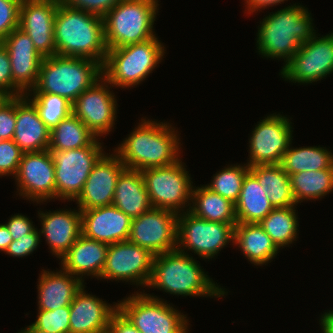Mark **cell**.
Returning a JSON list of instances; mask_svg holds the SVG:
<instances>
[{"mask_svg":"<svg viewBox=\"0 0 333 333\" xmlns=\"http://www.w3.org/2000/svg\"><path fill=\"white\" fill-rule=\"evenodd\" d=\"M41 276V277H40ZM39 276L38 310H55L70 306L84 286L83 281L63 269L58 272L43 270Z\"/></svg>","mask_w":333,"mask_h":333,"instance_id":"obj_26","label":"cell"},{"mask_svg":"<svg viewBox=\"0 0 333 333\" xmlns=\"http://www.w3.org/2000/svg\"><path fill=\"white\" fill-rule=\"evenodd\" d=\"M109 245L89 239L82 234L62 256V269L81 281L84 275L100 278L106 263ZM79 276V277H78Z\"/></svg>","mask_w":333,"mask_h":333,"instance_id":"obj_25","label":"cell"},{"mask_svg":"<svg viewBox=\"0 0 333 333\" xmlns=\"http://www.w3.org/2000/svg\"><path fill=\"white\" fill-rule=\"evenodd\" d=\"M319 323L324 333H333V311L325 312L321 315Z\"/></svg>","mask_w":333,"mask_h":333,"instance_id":"obj_49","label":"cell"},{"mask_svg":"<svg viewBox=\"0 0 333 333\" xmlns=\"http://www.w3.org/2000/svg\"><path fill=\"white\" fill-rule=\"evenodd\" d=\"M295 206L274 208L259 225L277 248L289 246L297 238L298 218Z\"/></svg>","mask_w":333,"mask_h":333,"instance_id":"obj_35","label":"cell"},{"mask_svg":"<svg viewBox=\"0 0 333 333\" xmlns=\"http://www.w3.org/2000/svg\"><path fill=\"white\" fill-rule=\"evenodd\" d=\"M112 205L131 219L139 217L152 207L140 170L125 167L121 171Z\"/></svg>","mask_w":333,"mask_h":333,"instance_id":"obj_27","label":"cell"},{"mask_svg":"<svg viewBox=\"0 0 333 333\" xmlns=\"http://www.w3.org/2000/svg\"><path fill=\"white\" fill-rule=\"evenodd\" d=\"M189 211L210 222L237 224L235 204L205 186L192 189Z\"/></svg>","mask_w":333,"mask_h":333,"instance_id":"obj_31","label":"cell"},{"mask_svg":"<svg viewBox=\"0 0 333 333\" xmlns=\"http://www.w3.org/2000/svg\"><path fill=\"white\" fill-rule=\"evenodd\" d=\"M12 97L13 96L8 91L0 87V107L7 103Z\"/></svg>","mask_w":333,"mask_h":333,"instance_id":"obj_50","label":"cell"},{"mask_svg":"<svg viewBox=\"0 0 333 333\" xmlns=\"http://www.w3.org/2000/svg\"><path fill=\"white\" fill-rule=\"evenodd\" d=\"M99 138L73 113L61 120L50 133V151H65L86 146H101Z\"/></svg>","mask_w":333,"mask_h":333,"instance_id":"obj_32","label":"cell"},{"mask_svg":"<svg viewBox=\"0 0 333 333\" xmlns=\"http://www.w3.org/2000/svg\"><path fill=\"white\" fill-rule=\"evenodd\" d=\"M33 94L30 100L36 107L41 120L52 130L61 120L67 118L72 113V103L65 97L49 93H29Z\"/></svg>","mask_w":333,"mask_h":333,"instance_id":"obj_36","label":"cell"},{"mask_svg":"<svg viewBox=\"0 0 333 333\" xmlns=\"http://www.w3.org/2000/svg\"><path fill=\"white\" fill-rule=\"evenodd\" d=\"M310 14L304 6L294 4L263 18L257 33L259 54L282 58L286 64L316 33Z\"/></svg>","mask_w":333,"mask_h":333,"instance_id":"obj_4","label":"cell"},{"mask_svg":"<svg viewBox=\"0 0 333 333\" xmlns=\"http://www.w3.org/2000/svg\"><path fill=\"white\" fill-rule=\"evenodd\" d=\"M280 166L288 175L333 168V154L320 146L290 148L289 145Z\"/></svg>","mask_w":333,"mask_h":333,"instance_id":"obj_33","label":"cell"},{"mask_svg":"<svg viewBox=\"0 0 333 333\" xmlns=\"http://www.w3.org/2000/svg\"><path fill=\"white\" fill-rule=\"evenodd\" d=\"M0 87L13 96V78L8 51L0 42Z\"/></svg>","mask_w":333,"mask_h":333,"instance_id":"obj_45","label":"cell"},{"mask_svg":"<svg viewBox=\"0 0 333 333\" xmlns=\"http://www.w3.org/2000/svg\"><path fill=\"white\" fill-rule=\"evenodd\" d=\"M260 121L249 139L250 156L247 165L280 164L293 140L291 122L280 114H271Z\"/></svg>","mask_w":333,"mask_h":333,"instance_id":"obj_14","label":"cell"},{"mask_svg":"<svg viewBox=\"0 0 333 333\" xmlns=\"http://www.w3.org/2000/svg\"><path fill=\"white\" fill-rule=\"evenodd\" d=\"M284 1L285 0H246L245 3L247 10L249 11L248 13L251 14L254 11L256 12V10L258 11V9L260 10L261 8L264 9L268 6L278 5L279 3L281 4V2L284 3Z\"/></svg>","mask_w":333,"mask_h":333,"instance_id":"obj_47","label":"cell"},{"mask_svg":"<svg viewBox=\"0 0 333 333\" xmlns=\"http://www.w3.org/2000/svg\"><path fill=\"white\" fill-rule=\"evenodd\" d=\"M42 228L39 231L46 237L50 250L57 258L73 246L81 235V211L60 210L53 212H38Z\"/></svg>","mask_w":333,"mask_h":333,"instance_id":"obj_24","label":"cell"},{"mask_svg":"<svg viewBox=\"0 0 333 333\" xmlns=\"http://www.w3.org/2000/svg\"><path fill=\"white\" fill-rule=\"evenodd\" d=\"M244 165L234 164V166L225 167L216 173L211 183L205 187L235 204L240 196L243 180L250 171V167L247 164Z\"/></svg>","mask_w":333,"mask_h":333,"instance_id":"obj_37","label":"cell"},{"mask_svg":"<svg viewBox=\"0 0 333 333\" xmlns=\"http://www.w3.org/2000/svg\"><path fill=\"white\" fill-rule=\"evenodd\" d=\"M333 72V33L317 37L316 34L282 67L285 80L312 83Z\"/></svg>","mask_w":333,"mask_h":333,"instance_id":"obj_12","label":"cell"},{"mask_svg":"<svg viewBox=\"0 0 333 333\" xmlns=\"http://www.w3.org/2000/svg\"><path fill=\"white\" fill-rule=\"evenodd\" d=\"M61 4L104 17L113 7L122 0H59Z\"/></svg>","mask_w":333,"mask_h":333,"instance_id":"obj_41","label":"cell"},{"mask_svg":"<svg viewBox=\"0 0 333 333\" xmlns=\"http://www.w3.org/2000/svg\"><path fill=\"white\" fill-rule=\"evenodd\" d=\"M59 0H22L19 27L33 41L35 49L43 56L56 54L54 19Z\"/></svg>","mask_w":333,"mask_h":333,"instance_id":"obj_19","label":"cell"},{"mask_svg":"<svg viewBox=\"0 0 333 333\" xmlns=\"http://www.w3.org/2000/svg\"><path fill=\"white\" fill-rule=\"evenodd\" d=\"M158 0H122L104 17L107 49L143 42L155 37L153 25Z\"/></svg>","mask_w":333,"mask_h":333,"instance_id":"obj_7","label":"cell"},{"mask_svg":"<svg viewBox=\"0 0 333 333\" xmlns=\"http://www.w3.org/2000/svg\"><path fill=\"white\" fill-rule=\"evenodd\" d=\"M125 168L115 153L103 154L94 165L79 196L75 199L80 210L110 206L121 171Z\"/></svg>","mask_w":333,"mask_h":333,"instance_id":"obj_20","label":"cell"},{"mask_svg":"<svg viewBox=\"0 0 333 333\" xmlns=\"http://www.w3.org/2000/svg\"><path fill=\"white\" fill-rule=\"evenodd\" d=\"M38 316L31 325L46 333H70V306L55 310H38Z\"/></svg>","mask_w":333,"mask_h":333,"instance_id":"obj_38","label":"cell"},{"mask_svg":"<svg viewBox=\"0 0 333 333\" xmlns=\"http://www.w3.org/2000/svg\"><path fill=\"white\" fill-rule=\"evenodd\" d=\"M20 196L43 202L55 198V165L49 149L23 153L17 173Z\"/></svg>","mask_w":333,"mask_h":333,"instance_id":"obj_17","label":"cell"},{"mask_svg":"<svg viewBox=\"0 0 333 333\" xmlns=\"http://www.w3.org/2000/svg\"><path fill=\"white\" fill-rule=\"evenodd\" d=\"M184 167L179 159L167 166L141 171L152 207L179 214L184 211V207L192 205L189 203L193 189L192 181Z\"/></svg>","mask_w":333,"mask_h":333,"instance_id":"obj_9","label":"cell"},{"mask_svg":"<svg viewBox=\"0 0 333 333\" xmlns=\"http://www.w3.org/2000/svg\"><path fill=\"white\" fill-rule=\"evenodd\" d=\"M148 287H155L173 295L212 296L226 295L225 289L216 285L189 257L184 249H175L156 255Z\"/></svg>","mask_w":333,"mask_h":333,"instance_id":"obj_3","label":"cell"},{"mask_svg":"<svg viewBox=\"0 0 333 333\" xmlns=\"http://www.w3.org/2000/svg\"><path fill=\"white\" fill-rule=\"evenodd\" d=\"M117 306L141 333H188L186 315L153 295L136 292Z\"/></svg>","mask_w":333,"mask_h":333,"instance_id":"obj_8","label":"cell"},{"mask_svg":"<svg viewBox=\"0 0 333 333\" xmlns=\"http://www.w3.org/2000/svg\"><path fill=\"white\" fill-rule=\"evenodd\" d=\"M289 180L296 204L305 199L317 200L333 190V168L302 171L289 175Z\"/></svg>","mask_w":333,"mask_h":333,"instance_id":"obj_34","label":"cell"},{"mask_svg":"<svg viewBox=\"0 0 333 333\" xmlns=\"http://www.w3.org/2000/svg\"><path fill=\"white\" fill-rule=\"evenodd\" d=\"M16 126V96L0 107V139H13Z\"/></svg>","mask_w":333,"mask_h":333,"instance_id":"obj_42","label":"cell"},{"mask_svg":"<svg viewBox=\"0 0 333 333\" xmlns=\"http://www.w3.org/2000/svg\"><path fill=\"white\" fill-rule=\"evenodd\" d=\"M103 76L102 65L88 58L44 57L33 93L57 94L73 103L78 96Z\"/></svg>","mask_w":333,"mask_h":333,"instance_id":"obj_5","label":"cell"},{"mask_svg":"<svg viewBox=\"0 0 333 333\" xmlns=\"http://www.w3.org/2000/svg\"><path fill=\"white\" fill-rule=\"evenodd\" d=\"M83 286L70 304V333H107L112 315L118 310L96 296L86 294Z\"/></svg>","mask_w":333,"mask_h":333,"instance_id":"obj_22","label":"cell"},{"mask_svg":"<svg viewBox=\"0 0 333 333\" xmlns=\"http://www.w3.org/2000/svg\"><path fill=\"white\" fill-rule=\"evenodd\" d=\"M250 172L264 188L273 208L297 205L292 194L289 175L280 164L256 165L250 167Z\"/></svg>","mask_w":333,"mask_h":333,"instance_id":"obj_30","label":"cell"},{"mask_svg":"<svg viewBox=\"0 0 333 333\" xmlns=\"http://www.w3.org/2000/svg\"><path fill=\"white\" fill-rule=\"evenodd\" d=\"M109 85L102 76L72 103V113L97 137L108 134L115 124L117 102Z\"/></svg>","mask_w":333,"mask_h":333,"instance_id":"obj_16","label":"cell"},{"mask_svg":"<svg viewBox=\"0 0 333 333\" xmlns=\"http://www.w3.org/2000/svg\"><path fill=\"white\" fill-rule=\"evenodd\" d=\"M188 210L178 214L176 249L187 247L199 257L210 259L229 241L234 244L236 224L210 222L195 216Z\"/></svg>","mask_w":333,"mask_h":333,"instance_id":"obj_10","label":"cell"},{"mask_svg":"<svg viewBox=\"0 0 333 333\" xmlns=\"http://www.w3.org/2000/svg\"><path fill=\"white\" fill-rule=\"evenodd\" d=\"M273 209L264 188L249 171L243 180L240 196L235 203L237 223H259Z\"/></svg>","mask_w":333,"mask_h":333,"instance_id":"obj_29","label":"cell"},{"mask_svg":"<svg viewBox=\"0 0 333 333\" xmlns=\"http://www.w3.org/2000/svg\"><path fill=\"white\" fill-rule=\"evenodd\" d=\"M56 54L88 58L102 66L107 56L104 20L82 10L60 3L54 19Z\"/></svg>","mask_w":333,"mask_h":333,"instance_id":"obj_1","label":"cell"},{"mask_svg":"<svg viewBox=\"0 0 333 333\" xmlns=\"http://www.w3.org/2000/svg\"><path fill=\"white\" fill-rule=\"evenodd\" d=\"M1 43L8 51L11 62L13 96L32 92L44 57L35 49L27 33L20 28L14 29Z\"/></svg>","mask_w":333,"mask_h":333,"instance_id":"obj_18","label":"cell"},{"mask_svg":"<svg viewBox=\"0 0 333 333\" xmlns=\"http://www.w3.org/2000/svg\"><path fill=\"white\" fill-rule=\"evenodd\" d=\"M23 152L12 140L0 142V176L16 175Z\"/></svg>","mask_w":333,"mask_h":333,"instance_id":"obj_39","label":"cell"},{"mask_svg":"<svg viewBox=\"0 0 333 333\" xmlns=\"http://www.w3.org/2000/svg\"><path fill=\"white\" fill-rule=\"evenodd\" d=\"M81 211V234L105 244L127 241L132 219L114 205Z\"/></svg>","mask_w":333,"mask_h":333,"instance_id":"obj_21","label":"cell"},{"mask_svg":"<svg viewBox=\"0 0 333 333\" xmlns=\"http://www.w3.org/2000/svg\"><path fill=\"white\" fill-rule=\"evenodd\" d=\"M141 123L114 151L126 168L145 170L177 162L179 138L166 123L141 119Z\"/></svg>","mask_w":333,"mask_h":333,"instance_id":"obj_2","label":"cell"},{"mask_svg":"<svg viewBox=\"0 0 333 333\" xmlns=\"http://www.w3.org/2000/svg\"><path fill=\"white\" fill-rule=\"evenodd\" d=\"M155 255L130 241L110 244L101 279H115L147 286Z\"/></svg>","mask_w":333,"mask_h":333,"instance_id":"obj_15","label":"cell"},{"mask_svg":"<svg viewBox=\"0 0 333 333\" xmlns=\"http://www.w3.org/2000/svg\"><path fill=\"white\" fill-rule=\"evenodd\" d=\"M28 97L16 96V126L12 140L23 153L44 151L49 148L51 130Z\"/></svg>","mask_w":333,"mask_h":333,"instance_id":"obj_23","label":"cell"},{"mask_svg":"<svg viewBox=\"0 0 333 333\" xmlns=\"http://www.w3.org/2000/svg\"><path fill=\"white\" fill-rule=\"evenodd\" d=\"M13 242V238L5 224H0V251H6Z\"/></svg>","mask_w":333,"mask_h":333,"instance_id":"obj_48","label":"cell"},{"mask_svg":"<svg viewBox=\"0 0 333 333\" xmlns=\"http://www.w3.org/2000/svg\"><path fill=\"white\" fill-rule=\"evenodd\" d=\"M107 333H141L119 310L111 317Z\"/></svg>","mask_w":333,"mask_h":333,"instance_id":"obj_46","label":"cell"},{"mask_svg":"<svg viewBox=\"0 0 333 333\" xmlns=\"http://www.w3.org/2000/svg\"><path fill=\"white\" fill-rule=\"evenodd\" d=\"M22 0H0V42L19 27Z\"/></svg>","mask_w":333,"mask_h":333,"instance_id":"obj_40","label":"cell"},{"mask_svg":"<svg viewBox=\"0 0 333 333\" xmlns=\"http://www.w3.org/2000/svg\"><path fill=\"white\" fill-rule=\"evenodd\" d=\"M22 333H46V332H42L38 329H35L32 325H29V327L21 330Z\"/></svg>","mask_w":333,"mask_h":333,"instance_id":"obj_51","label":"cell"},{"mask_svg":"<svg viewBox=\"0 0 333 333\" xmlns=\"http://www.w3.org/2000/svg\"><path fill=\"white\" fill-rule=\"evenodd\" d=\"M177 221L178 214L175 212L151 207L132 219L128 241L144 247L155 256L175 250Z\"/></svg>","mask_w":333,"mask_h":333,"instance_id":"obj_13","label":"cell"},{"mask_svg":"<svg viewBox=\"0 0 333 333\" xmlns=\"http://www.w3.org/2000/svg\"><path fill=\"white\" fill-rule=\"evenodd\" d=\"M40 236V232L35 228L31 233L25 235V237L13 241L5 252L13 257L28 256L38 247Z\"/></svg>","mask_w":333,"mask_h":333,"instance_id":"obj_43","label":"cell"},{"mask_svg":"<svg viewBox=\"0 0 333 333\" xmlns=\"http://www.w3.org/2000/svg\"><path fill=\"white\" fill-rule=\"evenodd\" d=\"M234 243L254 265H266L279 250L259 223H237Z\"/></svg>","mask_w":333,"mask_h":333,"instance_id":"obj_28","label":"cell"},{"mask_svg":"<svg viewBox=\"0 0 333 333\" xmlns=\"http://www.w3.org/2000/svg\"><path fill=\"white\" fill-rule=\"evenodd\" d=\"M102 151V146L50 151L55 165V199L74 201L79 196Z\"/></svg>","mask_w":333,"mask_h":333,"instance_id":"obj_11","label":"cell"},{"mask_svg":"<svg viewBox=\"0 0 333 333\" xmlns=\"http://www.w3.org/2000/svg\"><path fill=\"white\" fill-rule=\"evenodd\" d=\"M164 53V45L156 36L143 42L109 49L102 66L103 77L112 87H133L145 80L161 62Z\"/></svg>","mask_w":333,"mask_h":333,"instance_id":"obj_6","label":"cell"},{"mask_svg":"<svg viewBox=\"0 0 333 333\" xmlns=\"http://www.w3.org/2000/svg\"><path fill=\"white\" fill-rule=\"evenodd\" d=\"M5 225L7 226L13 241L25 237V235L31 233L35 229L29 218L21 214L12 216Z\"/></svg>","mask_w":333,"mask_h":333,"instance_id":"obj_44","label":"cell"}]
</instances>
